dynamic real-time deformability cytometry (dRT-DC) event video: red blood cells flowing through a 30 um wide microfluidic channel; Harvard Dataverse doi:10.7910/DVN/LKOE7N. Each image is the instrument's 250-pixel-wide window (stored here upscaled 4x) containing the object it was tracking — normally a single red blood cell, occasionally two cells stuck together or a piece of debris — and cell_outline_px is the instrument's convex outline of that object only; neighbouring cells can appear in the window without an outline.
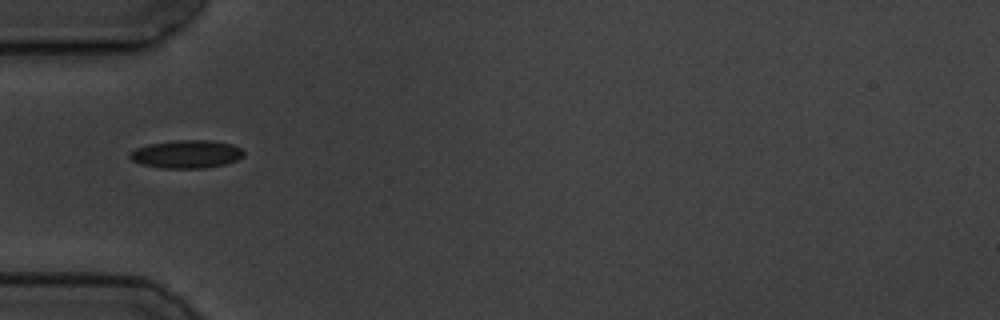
{"species": "common noctule bat (a hibernating species)", "species_latin": "Nyctalus noctula", "temperature_condition": "cold", "stored_images_in_passage": 11, "camera_frame_rate_fps": 3000, "um_per_image_px": 0.085, "animal": {"sex": "male", "body_mass_g": 19.5, "forearm_length_mm": 54.6}, "frame": {"image": 1, "passage_image": 5, "time_ms": 5.667, "image_size_px": [1000, 320], "cell_outline_px": [[244, 156], [236, 160], [224, 164], [204, 168], [164, 168], [140, 164], [132, 160], [128, 156], [128, 152], [136, 148], [148, 144], [176, 140], [212, 140], [232, 144], [240, 148], [244, 152]], "centroid_in_image_um": [15.83, 13.09], "position_along_channel_um": 69.2, "area_um2": 18.67}}
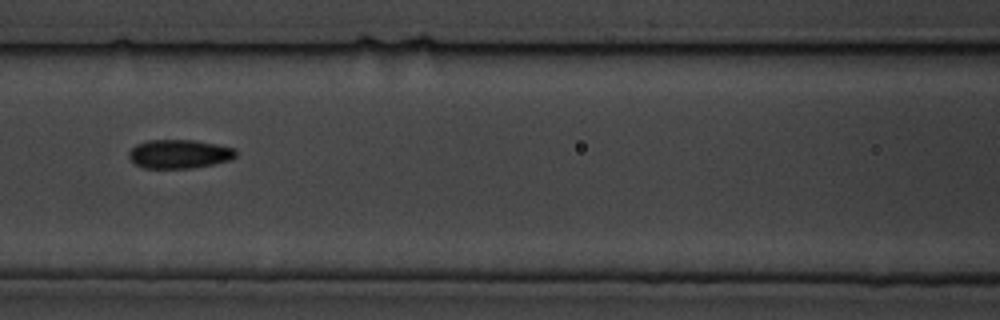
{"frame": {"image": 2, "passage_image": 7, "time_ms": 8.0, "image_size_px": [1000, 320], "cell_outline_px": [[236, 156], [228, 160], [212, 164], [192, 168], [144, 168], [136, 164], [128, 156], [128, 152], [136, 144], [148, 140], [196, 140], [236, 148]], "centroid_in_image_um": [15.23, 13.08], "position_along_channel_um": 151.4, "area_um2": 17.92}}
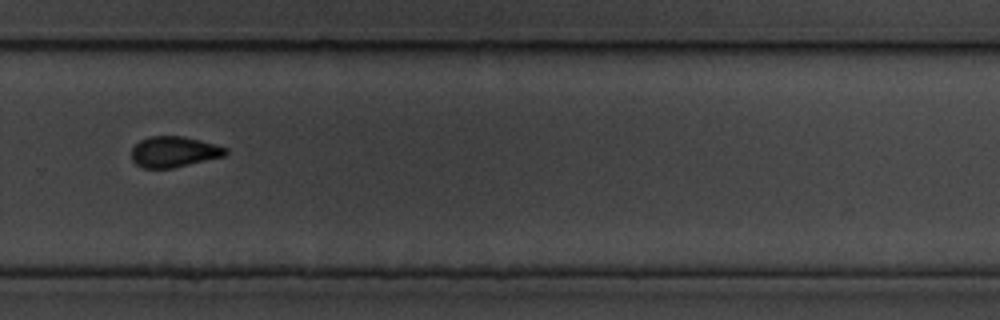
{"frame": {"image": 3, "passage_image": 11, "time_ms": 12.667, "image_size_px": [1000, 320], "cell_outline_px": [[228, 152], [224, 156], [172, 168], [144, 168], [136, 164], [132, 160], [132, 148], [140, 140], [152, 136], [184, 136], [200, 140], [228, 148]], "centroid_in_image_um": [14.79, 12.9], "position_along_channel_um": 315.0, "area_um2": 16.76}}